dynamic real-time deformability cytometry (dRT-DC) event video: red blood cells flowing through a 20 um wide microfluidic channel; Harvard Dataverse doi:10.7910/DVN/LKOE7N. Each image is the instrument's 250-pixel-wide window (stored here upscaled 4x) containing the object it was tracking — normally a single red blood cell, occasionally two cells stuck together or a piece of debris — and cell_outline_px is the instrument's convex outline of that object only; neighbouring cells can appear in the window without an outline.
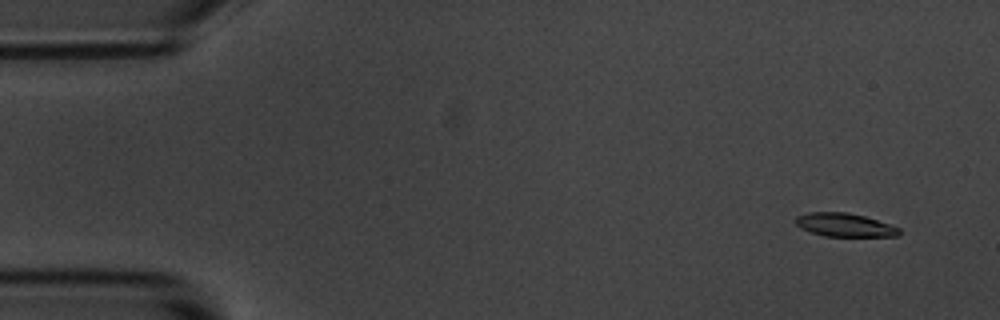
{"species": "common noctule bat (a hibernating species)", "species_latin": "Nyctalus noctula", "temperature_condition": "room temperature", "stored_images_in_passage": 7, "camera_frame_rate_fps": 3000, "um_per_image_px": 0.085, "animal": {"sex": "male", "body_mass_g": 20.1, "forearm_length_mm": 53.5}, "frame": {"image": 1, "passage_image": 1, "time_ms": 0.0, "image_size_px": [1000, 320], "cell_outline_px": [[900, 232], [896, 236], [824, 236], [800, 228], [796, 224], [796, 216], [808, 212], [848, 212], [864, 216], [900, 228]], "centroid_in_image_um": [71.76, 19.11], "position_along_channel_um": 13.2, "area_um2": 13.99}}
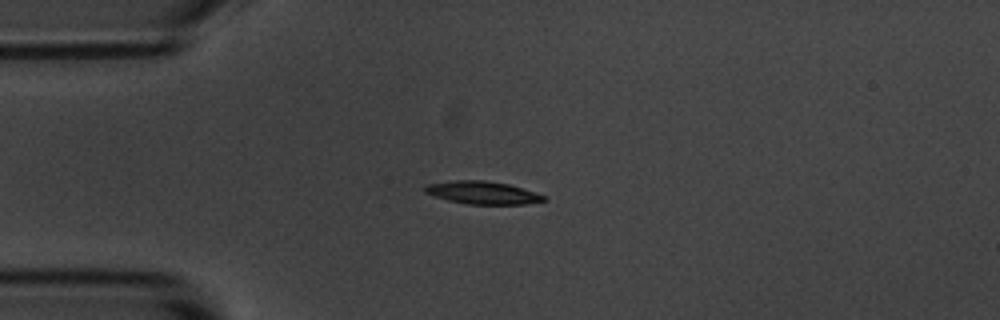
{"frame": {"image": 2, "passage_image": 4, "time_ms": 3.333, "image_size_px": [1000, 320], "cell_outline_px": [[548, 200], [524, 204], [468, 204], [448, 200], [424, 192], [424, 188], [428, 184], [456, 180], [484, 180], [508, 184], [536, 192], [544, 196]], "centroid_in_image_um": [41.04, 16.37], "position_along_channel_um": 44.0, "area_um2": 15.61}}
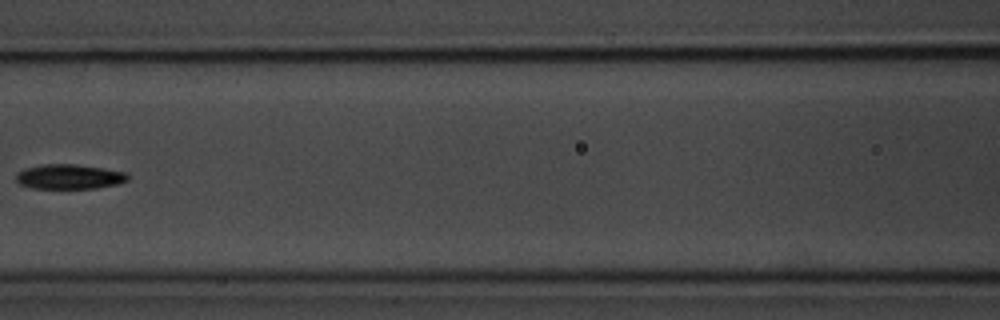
{"frame": {"image": 3, "passage_image": 7, "time_ms": 7.0, "image_size_px": [1000, 320], "cell_outline_px": [[128, 180], [116, 184], [96, 188], [32, 188], [20, 184], [16, 180], [16, 176], [24, 168], [44, 164], [76, 164], [104, 168], [124, 172], [128, 176]], "centroid_in_image_um": [5.88, 15.01], "position_along_channel_um": 160.7, "area_um2": 15.95}}